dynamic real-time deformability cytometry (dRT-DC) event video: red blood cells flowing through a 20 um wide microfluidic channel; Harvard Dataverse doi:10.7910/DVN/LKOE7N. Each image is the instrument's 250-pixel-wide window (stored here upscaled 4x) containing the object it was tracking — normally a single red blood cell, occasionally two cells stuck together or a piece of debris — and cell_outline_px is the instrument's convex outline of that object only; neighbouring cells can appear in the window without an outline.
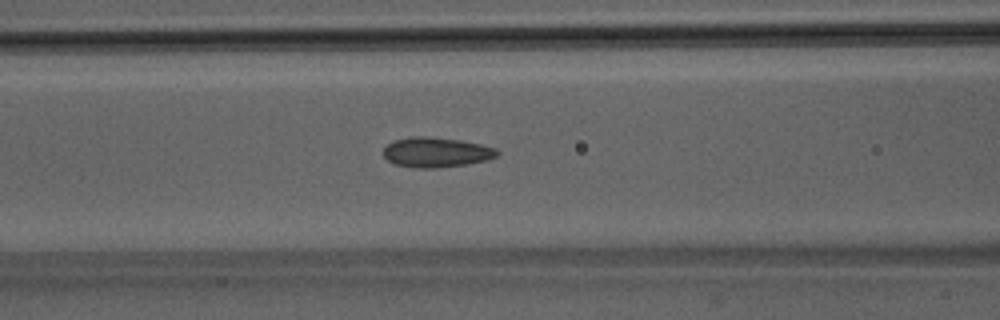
{"species": "Egyptian fruit bat (a non-hibernating species)", "species_latin": "Rousettus aegyptiacus", "temperature_condition": "room temperature", "stored_images_in_passage": 38, "camera_frame_rate_fps": 3000, "um_per_image_px": 0.085, "animal": {"sex": "male"}, "frame": {"image": 1, "passage_image": 9, "time_ms": 2.667, "image_size_px": [1000, 320], "cell_outline_px": [[500, 152], [496, 156], [488, 160], [464, 164], [436, 168], [412, 168], [396, 164], [388, 160], [384, 156], [384, 148], [392, 140], [412, 136], [424, 136], [460, 140], [480, 144], [496, 148]], "centroid_in_image_um": [37.07, 12.94], "position_along_channel_um": 129.5, "area_um2": 19.83}}
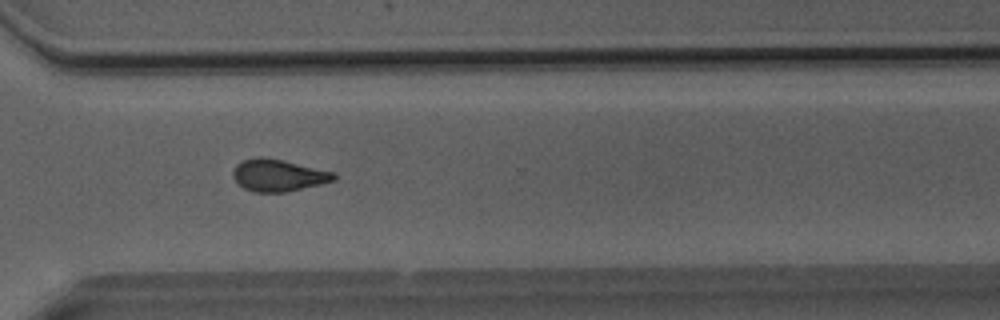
{"frame": {"image": 2, "passage_image": 25, "time_ms": 8.0, "image_size_px": [1000, 320], "cell_outline_px": [[336, 180], [320, 184], [284, 192], [256, 192], [244, 188], [232, 176], [232, 172], [236, 164], [244, 160], [256, 156], [260, 156], [284, 160], [336, 172]], "centroid_in_image_um": [23.67, 14.88], "position_along_channel_um": 346.9, "area_um2": 18.84}}
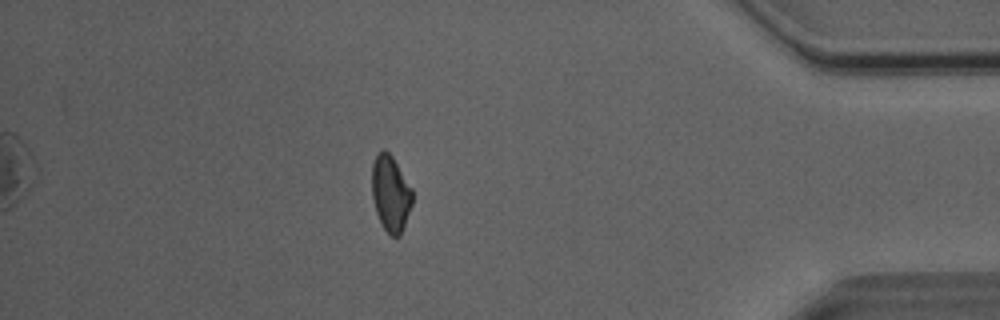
{"frame": {"image": 3, "passage_image": 32, "time_ms": 10.333, "image_size_px": [1000, 320], "cell_outline_px": [[412, 204], [400, 236], [392, 236], [384, 228], [376, 212], [372, 196], [372, 164], [376, 156], [384, 148], [392, 156], [412, 188]], "centroid_in_image_um": [33.2, 16.43], "position_along_channel_um": 402.0, "area_um2": 17.69}, "authors_computed_cell_mechanics": {"area_um2": 18.785, "velocity_mm_per_s": 4.0868, "shape_relaxation_time_tau1_ms": null, "shape_relaxation_time_tau2_ms": 2.4552, "deformation_change_tau1": null, "deformation_change_tau2": 0.0911}}